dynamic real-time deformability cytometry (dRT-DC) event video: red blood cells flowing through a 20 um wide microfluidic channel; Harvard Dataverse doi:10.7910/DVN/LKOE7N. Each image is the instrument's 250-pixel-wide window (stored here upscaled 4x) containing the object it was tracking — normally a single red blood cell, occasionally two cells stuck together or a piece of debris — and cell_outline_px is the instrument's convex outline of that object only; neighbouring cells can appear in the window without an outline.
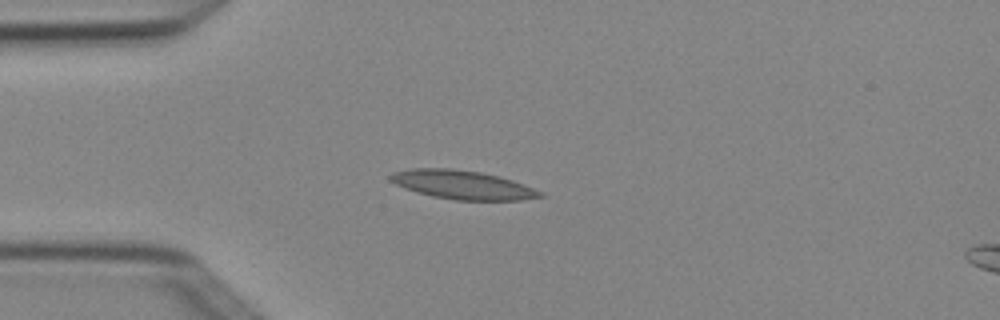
{"species": "Egyptian fruit bat (a non-hibernating species)", "species_latin": "Rousettus aegyptiacus", "temperature_condition": "cold", "stored_images_in_passage": 4, "camera_frame_rate_fps": 3000, "um_per_image_px": 0.085, "animal": {"sex": "female"}, "frame": {"image": 1, "passage_image": 4, "time_ms": 1.0, "image_size_px": [1000, 320], "cell_outline_px": [[544, 196], [520, 200], [456, 200], [432, 196], [416, 192], [404, 188], [388, 180], [388, 176], [392, 172], [412, 168], [448, 168], [480, 172], [500, 176], [512, 180], [544, 192]], "centroid_in_image_um": [39.28, 15.7], "position_along_channel_um": 45.7, "area_um2": 25.14}}